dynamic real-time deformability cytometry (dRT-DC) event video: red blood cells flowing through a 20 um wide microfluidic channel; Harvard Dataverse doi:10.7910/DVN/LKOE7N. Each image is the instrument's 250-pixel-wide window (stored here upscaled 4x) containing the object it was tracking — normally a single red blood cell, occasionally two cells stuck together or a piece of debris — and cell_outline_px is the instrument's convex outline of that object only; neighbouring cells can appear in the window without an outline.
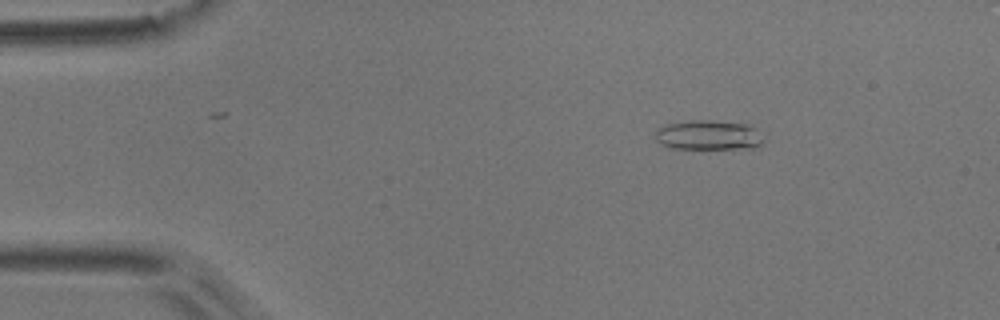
{"species": "common noctule bat (a hibernating species)", "species_latin": "Nyctalus noctula", "temperature_condition": "room temperature", "stored_images_in_passage": 6, "camera_frame_rate_fps": 3000, "um_per_image_px": 0.085, "animal": {"sex": "male", "body_mass_g": 17.9}, "frame": {"image": 1, "passage_image": 3, "time_ms": 0.667, "image_size_px": [1000, 320], "cell_outline_px": [[764, 140], [760, 144], [752, 148], [672, 148], [660, 144], [656, 140], [656, 132], [664, 124], [688, 120], [708, 120], [748, 124], [756, 128]], "centroid_in_image_um": [60.21, 11.47], "position_along_channel_um": 24.8, "area_um2": 18.67}}